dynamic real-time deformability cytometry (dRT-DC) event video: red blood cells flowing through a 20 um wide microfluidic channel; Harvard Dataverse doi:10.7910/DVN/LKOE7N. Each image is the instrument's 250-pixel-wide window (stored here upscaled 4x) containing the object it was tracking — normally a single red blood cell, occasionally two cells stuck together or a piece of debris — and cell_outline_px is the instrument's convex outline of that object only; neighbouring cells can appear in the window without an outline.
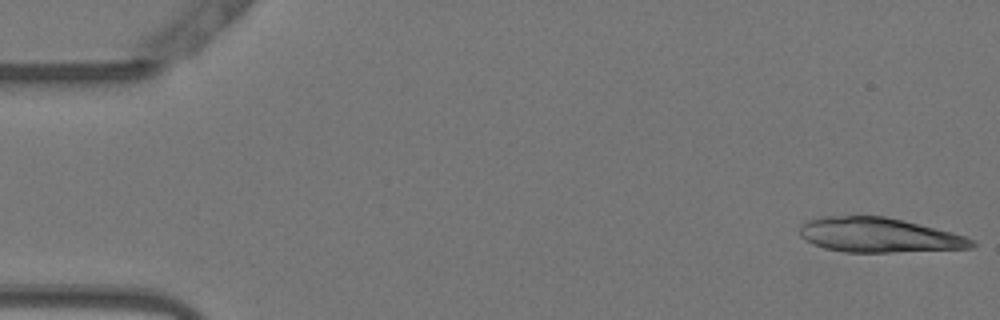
{"species": "Egyptian fruit bat (a non-hibernating species)", "species_latin": "Rousettus aegyptiacus", "temperature_condition": "warm", "stored_images_in_passage": 5, "camera_frame_rate_fps": 3000, "um_per_image_px": 0.085, "animal": {"sex": "female"}, "frame": {"image": 1, "passage_image": 1, "time_ms": 0.0, "image_size_px": [1000, 320], "cell_outline_px": [[976, 244], [972, 248], [892, 252], [844, 252], [824, 248], [812, 244], [804, 240], [800, 236], [800, 224], [808, 220], [820, 216], [884, 216], [904, 220], [952, 232], [976, 240]], "centroid_in_image_um": [74.68, 19.98], "position_along_channel_um": 10.3, "area_um2": 34.91}}